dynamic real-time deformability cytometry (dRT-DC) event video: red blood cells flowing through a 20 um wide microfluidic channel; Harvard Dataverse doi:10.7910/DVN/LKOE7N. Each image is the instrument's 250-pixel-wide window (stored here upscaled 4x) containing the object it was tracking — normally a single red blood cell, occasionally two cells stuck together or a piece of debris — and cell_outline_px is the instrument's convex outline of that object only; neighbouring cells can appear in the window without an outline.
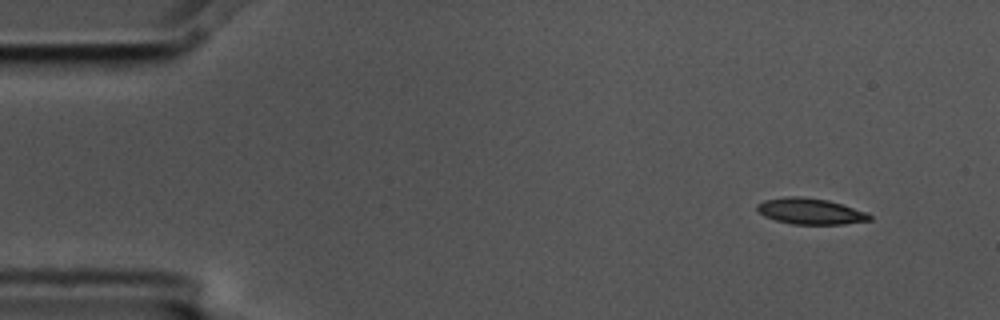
{"species": "common noctule bat (a hibernating species)", "species_latin": "Nyctalus noctula", "temperature_condition": "cold", "stored_images_in_passage": 4, "camera_frame_rate_fps": 3000, "um_per_image_px": 0.085, "animal": {"sex": "male", "body_mass_g": 17.5, "forearm_length_mm": 52.3}, "frame": {"image": 1, "passage_image": 1, "time_ms": 0.0, "image_size_px": [1000, 320], "cell_outline_px": [[872, 220], [844, 224], [792, 224], [776, 220], [764, 216], [756, 208], [756, 204], [764, 200], [784, 196], [800, 196], [828, 200], [864, 212], [872, 216]], "centroid_in_image_um": [68.84, 17.95], "position_along_channel_um": 16.2, "area_um2": 16.94}}
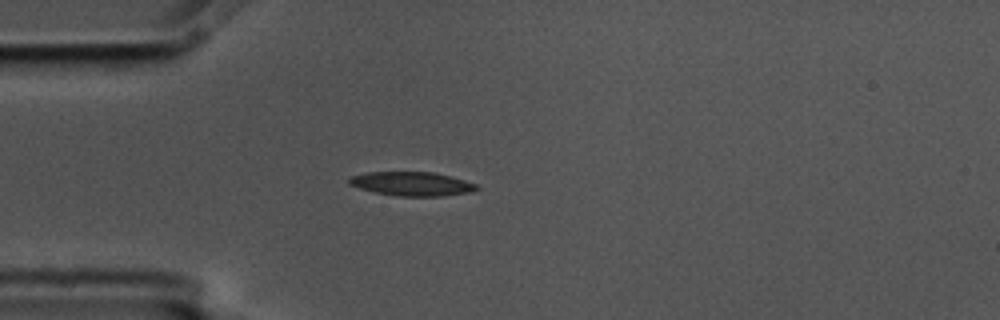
{"frame": {"image": 2, "passage_image": 4, "time_ms": 1.0, "image_size_px": [1000, 320], "cell_outline_px": [[480, 188], [468, 192], [440, 196], [400, 196], [376, 192], [360, 188], [348, 184], [348, 180], [352, 176], [364, 172], [432, 172], [464, 180], [476, 184]], "centroid_in_image_um": [34.97, 15.62], "position_along_channel_um": 50.0, "area_um2": 17.51}}